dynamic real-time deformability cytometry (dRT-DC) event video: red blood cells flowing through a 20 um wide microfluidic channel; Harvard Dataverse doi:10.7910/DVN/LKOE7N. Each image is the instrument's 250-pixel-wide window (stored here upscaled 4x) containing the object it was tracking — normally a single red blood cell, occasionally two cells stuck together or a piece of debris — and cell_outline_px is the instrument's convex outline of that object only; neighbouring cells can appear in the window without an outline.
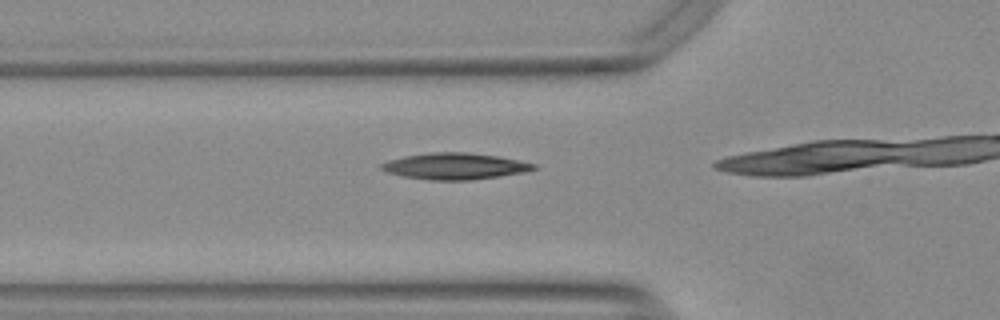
{"species": "Egyptian fruit bat (a non-hibernating species)", "species_latin": "Rousettus aegyptiacus", "temperature_condition": "warm", "stored_images_in_passage": 13, "camera_frame_rate_fps": 3000, "um_per_image_px": 0.085, "animal": {"sex": "female"}, "frame": {"image": 1, "passage_image": 11, "time_ms": 3.333, "image_size_px": [1000, 320], "cell_outline_px": [[536, 168], [524, 172], [500, 176], [468, 180], [432, 180], [404, 176], [384, 172], [380, 168], [380, 164], [388, 160], [404, 156], [432, 152], [468, 152], [500, 156], [536, 164]], "centroid_in_image_um": [38.64, 14.12], "position_along_channel_um": 87.2, "area_um2": 23.41}}